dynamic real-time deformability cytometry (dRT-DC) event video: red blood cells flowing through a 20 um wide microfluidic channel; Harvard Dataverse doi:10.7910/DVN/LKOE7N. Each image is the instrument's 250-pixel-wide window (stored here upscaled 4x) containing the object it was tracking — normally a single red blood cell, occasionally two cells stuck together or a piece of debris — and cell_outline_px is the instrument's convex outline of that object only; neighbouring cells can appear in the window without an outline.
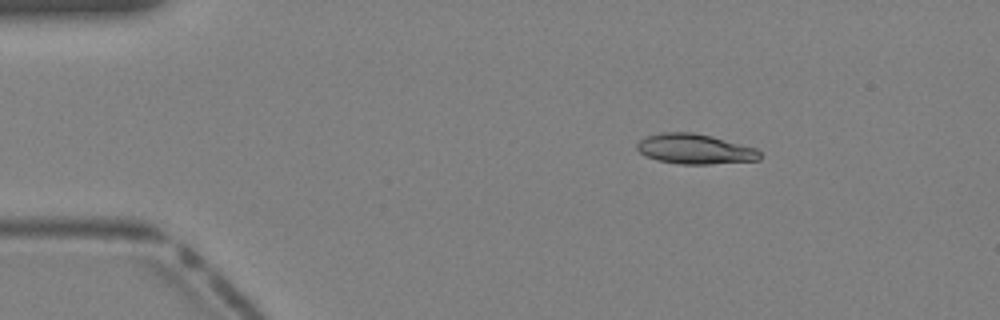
{"species": "Egyptian fruit bat (a non-hibernating species)", "species_latin": "Rousettus aegyptiacus", "temperature_condition": "warm", "stored_images_in_passage": 40, "camera_frame_rate_fps": 3000, "um_per_image_px": 0.085, "animal": {"sex": "female"}, "frame": {"image": 1, "passage_image": 7, "time_ms": 2.0, "image_size_px": [1000, 320], "cell_outline_px": [[760, 160], [708, 164], [680, 164], [656, 160], [640, 152], [636, 148], [636, 144], [644, 136], [664, 132], [692, 132], [712, 136], [756, 148], [760, 152]], "centroid_in_image_um": [59.05, 12.66], "position_along_channel_um": 26.0, "area_um2": 21.5}}
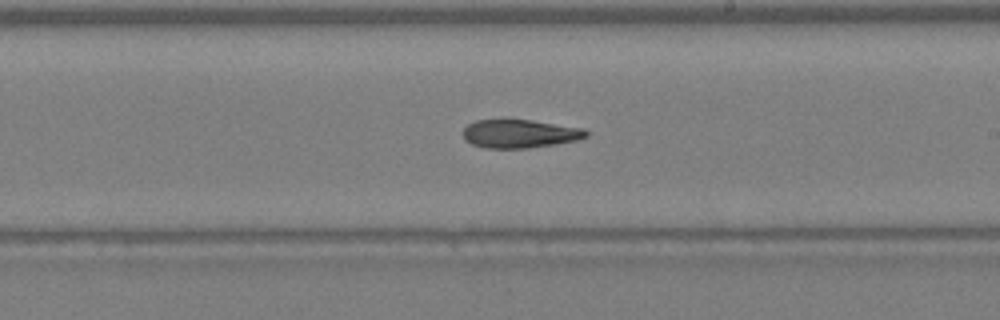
{"frame": {"image": 2, "passage_image": 24, "time_ms": 7.667, "image_size_px": [1000, 320], "cell_outline_px": [[588, 136], [576, 140], [556, 144], [528, 148], [484, 148], [472, 144], [464, 140], [464, 128], [468, 124], [476, 120], [504, 116], [532, 120], [584, 128], [588, 132]], "centroid_in_image_um": [44.13, 11.32], "position_along_channel_um": 244.9, "area_um2": 21.15}}
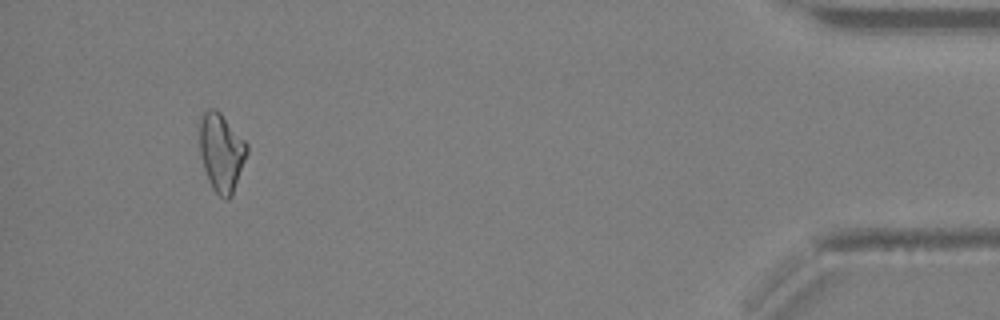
{"frame": {"image": 3, "passage_image": 38, "time_ms": 12.333, "image_size_px": [1000, 320], "cell_outline_px": [[248, 152], [232, 196], [228, 200], [224, 200], [212, 188], [208, 180], [204, 168], [200, 152], [200, 116], [208, 108], [216, 108], [220, 112], [248, 144]], "centroid_in_image_um": [18.82, 12.95], "position_along_channel_um": 416.4, "area_um2": 21.62}}